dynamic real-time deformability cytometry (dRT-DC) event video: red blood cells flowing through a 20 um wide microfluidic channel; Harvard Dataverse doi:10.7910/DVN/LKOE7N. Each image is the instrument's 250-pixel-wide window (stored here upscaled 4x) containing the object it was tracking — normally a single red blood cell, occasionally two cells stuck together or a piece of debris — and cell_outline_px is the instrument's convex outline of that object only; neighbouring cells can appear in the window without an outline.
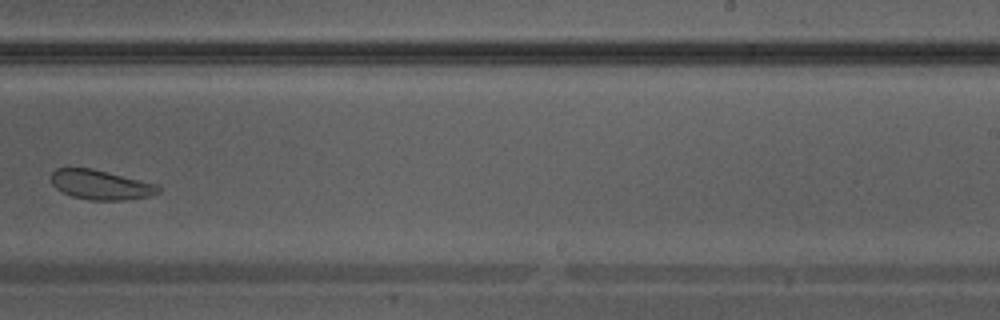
{"species": "Egyptian fruit bat (a non-hibernating species)", "species_latin": "Rousettus aegyptiacus", "temperature_condition": "warm", "stored_images_in_passage": 33, "camera_frame_rate_fps": 3000, "um_per_image_px": 0.085, "animal": {"sex": "male"}, "frame": {"image": 1, "passage_image": 19, "time_ms": 6.0, "image_size_px": [1000, 320], "cell_outline_px": [[160, 192], [148, 196], [124, 200], [88, 200], [72, 196], [56, 188], [52, 184], [52, 172], [56, 168], [92, 168], [156, 184], [160, 188]], "centroid_in_image_um": [8.55, 15.71], "position_along_channel_um": 280.5, "area_um2": 18.26}}